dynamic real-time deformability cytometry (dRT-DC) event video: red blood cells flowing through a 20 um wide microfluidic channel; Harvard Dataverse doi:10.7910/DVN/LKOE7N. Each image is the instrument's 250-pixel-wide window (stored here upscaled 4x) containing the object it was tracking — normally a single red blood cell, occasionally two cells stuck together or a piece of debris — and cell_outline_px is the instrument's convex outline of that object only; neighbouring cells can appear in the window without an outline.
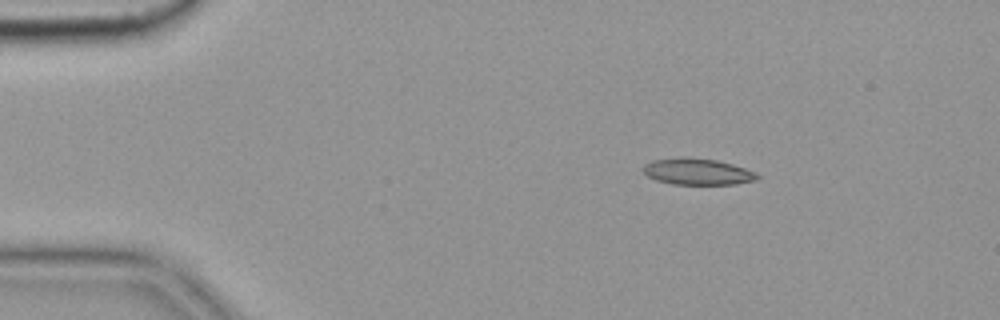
{"species": "common noctule bat (a hibernating species)", "species_latin": "Nyctalus noctula", "temperature_condition": "cold", "stored_images_in_passage": 3, "camera_frame_rate_fps": 3000, "um_per_image_px": 0.085, "animal": {"sex": "female", "body_mass_g": 19.9}, "frame": {"image": 1, "passage_image": 1, "time_ms": 0.0, "image_size_px": [1000, 320], "cell_outline_px": [[760, 176], [756, 180], [736, 184], [672, 184], [656, 180], [648, 176], [644, 172], [644, 164], [652, 160], [680, 156], [684, 156], [716, 160], [732, 164], [756, 172]], "centroid_in_image_um": [59.28, 14.58], "position_along_channel_um": 25.7, "area_um2": 17.63}}